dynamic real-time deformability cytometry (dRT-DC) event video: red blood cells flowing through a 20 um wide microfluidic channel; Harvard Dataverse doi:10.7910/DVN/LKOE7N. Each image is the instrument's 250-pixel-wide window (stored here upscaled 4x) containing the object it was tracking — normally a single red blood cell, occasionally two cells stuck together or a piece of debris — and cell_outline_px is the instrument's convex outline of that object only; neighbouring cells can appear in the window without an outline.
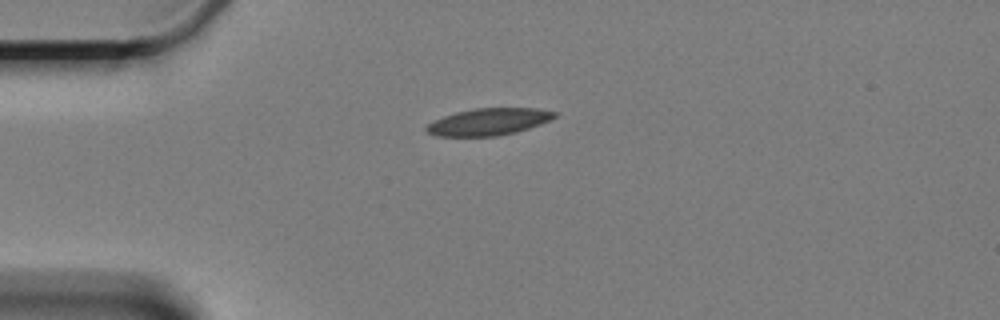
{"species": "Egyptian fruit bat (a non-hibernating species)", "species_latin": "Rousettus aegyptiacus", "temperature_condition": "cold", "stored_images_in_passage": 39, "camera_frame_rate_fps": 3000, "um_per_image_px": 0.085, "animal": {"sex": "female"}, "frame": {"image": 1, "passage_image": 1, "time_ms": 0.0, "image_size_px": [1000, 320], "cell_outline_px": [[556, 116], [540, 124], [516, 132], [496, 136], [436, 136], [428, 132], [424, 128], [432, 120], [456, 112], [472, 108], [540, 108], [556, 112]], "centroid_in_image_um": [41.5, 10.34], "position_along_channel_um": 43.5, "area_um2": 20.11}}
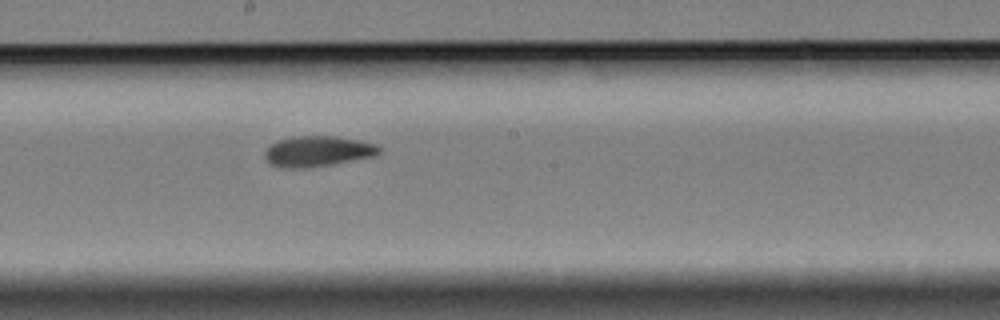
{"frame": {"image": 2, "passage_image": 19, "time_ms": 6.0, "image_size_px": [1000, 320], "cell_outline_px": [[380, 152], [376, 156], [332, 164], [304, 168], [280, 168], [272, 164], [264, 156], [264, 152], [276, 140], [292, 136], [336, 136], [360, 140], [376, 144], [380, 148]], "centroid_in_image_um": [27.01, 12.85], "position_along_channel_um": 221.2, "area_um2": 20.46}}
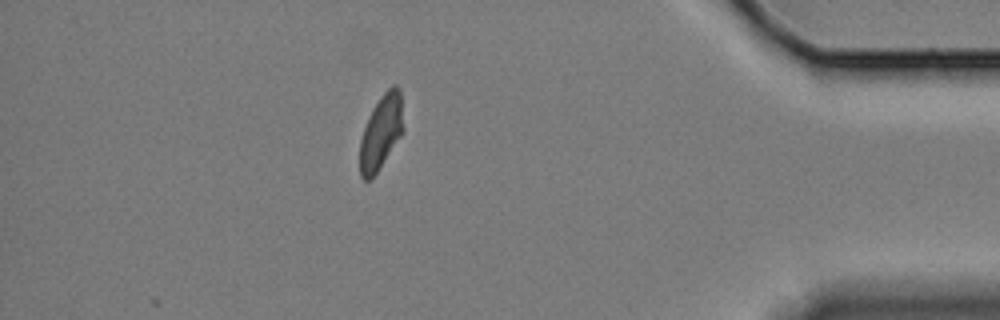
{"frame": {"image": 3, "passage_image": 39, "time_ms": 12.667, "image_size_px": [1000, 320], "cell_outline_px": [[404, 132], [376, 172], [368, 180], [364, 180], [360, 176], [360, 140], [368, 116], [372, 108], [380, 96], [392, 84], [396, 84], [400, 88], [404, 128]], "centroid_in_image_um": [32.41, 11.17], "position_along_channel_um": 402.8, "area_um2": 18.9}, "authors_computed_cell_mechanics": {"area_um2": 20.0566, "velocity_mm_per_s": 3.3144, "shape_relaxation_time_tau1_ms": null, "shape_relaxation_time_tau2_ms": 3.7503, "deformation_change_tau1": null, "deformation_change_tau2": 0.0741}}